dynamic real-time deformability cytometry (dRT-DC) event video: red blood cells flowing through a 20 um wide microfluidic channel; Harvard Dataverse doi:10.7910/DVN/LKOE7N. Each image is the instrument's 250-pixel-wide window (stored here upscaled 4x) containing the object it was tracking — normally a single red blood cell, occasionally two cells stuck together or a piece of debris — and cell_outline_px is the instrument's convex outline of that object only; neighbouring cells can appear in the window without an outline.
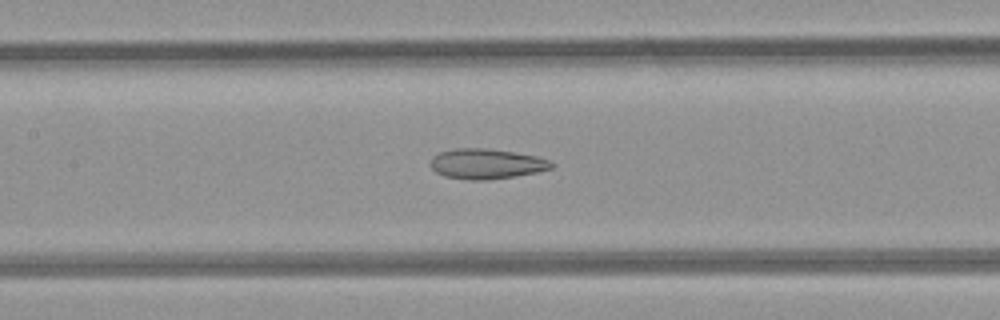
{"species": "common noctule bat (a hibernating species)", "species_latin": "Nyctalus noctula", "temperature_condition": "room temperature", "stored_images_in_passage": 40, "segment_of_instrument_passage": [1, 2], "camera_frame_rate_fps": 3000, "um_per_image_px": 0.085, "animal": {"sex": "female", "body_mass_g": 21.9}, "frame": {"image": 1, "passage_image": 23, "time_ms": 7.333, "image_size_px": [1000, 320], "cell_outline_px": [[556, 164], [552, 168], [536, 172], [512, 176], [484, 180], [468, 180], [444, 176], [436, 172], [428, 164], [432, 156], [440, 152], [452, 148], [484, 148], [512, 152], [536, 156], [552, 160]], "centroid_in_image_um": [41.32, 13.92], "position_along_channel_um": 166.1, "area_um2": 21.33}}
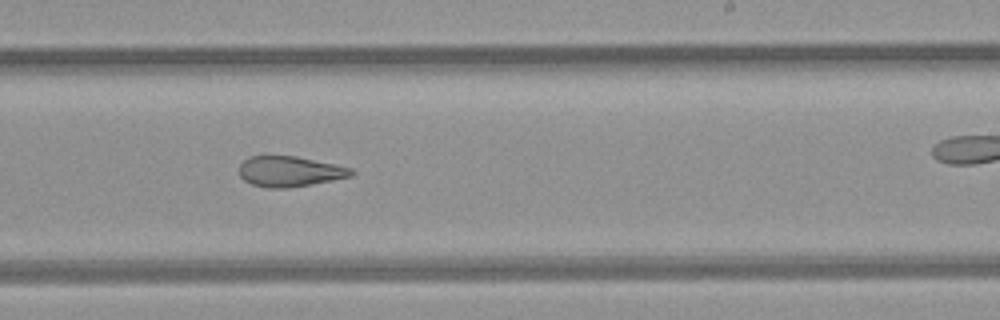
{"frame": {"image": 2, "passage_image": 30, "time_ms": 9.667, "image_size_px": [1000, 320], "cell_outline_px": [[356, 172], [352, 176], [312, 184], [288, 188], [268, 188], [252, 184], [244, 180], [240, 176], [240, 164], [248, 156], [296, 156], [352, 168]], "centroid_in_image_um": [24.63, 14.57], "position_along_channel_um": 264.4, "area_um2": 19.83}}
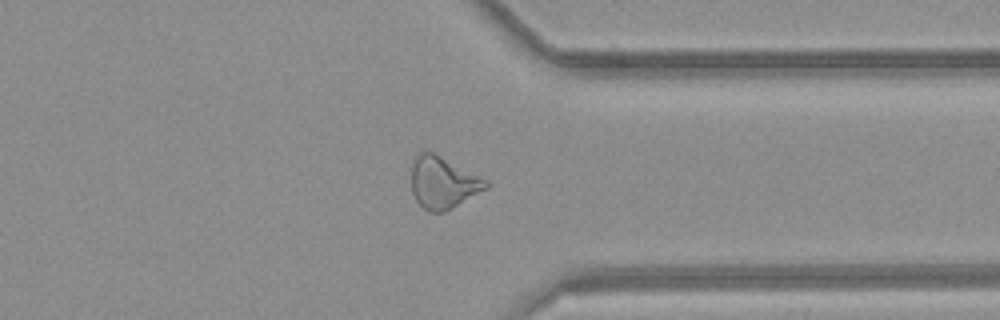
{"frame": {"image": 3, "passage_image": 38, "time_ms": 12.333, "image_size_px": [1000, 320], "cell_outline_px": [[492, 184], [488, 188], [444, 212], [428, 212], [416, 200], [412, 192], [412, 164], [416, 156], [424, 148], [488, 180]], "centroid_in_image_um": [37.66, 15.52], "position_along_channel_um": 373.7, "area_um2": 22.48}}